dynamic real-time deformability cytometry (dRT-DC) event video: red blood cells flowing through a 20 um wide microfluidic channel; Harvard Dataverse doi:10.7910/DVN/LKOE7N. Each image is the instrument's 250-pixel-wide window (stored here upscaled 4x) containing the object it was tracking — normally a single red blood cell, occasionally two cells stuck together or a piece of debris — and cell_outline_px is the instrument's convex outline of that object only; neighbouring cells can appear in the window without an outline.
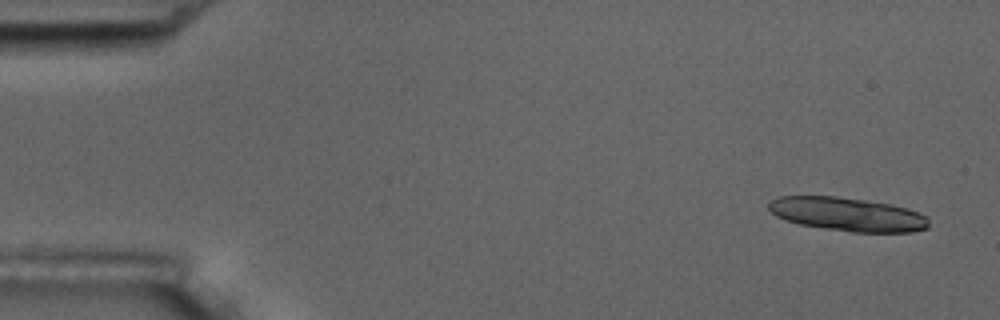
{"species": "common noctule bat (a hibernating species)", "species_latin": "Nyctalus noctula", "temperature_condition": "room temperature", "stored_images_in_passage": 5, "camera_frame_rate_fps": 3000, "um_per_image_px": 0.085, "animal": {"sex": "male", "body_mass_g": 17.5, "forearm_length_mm": 52.3}, "frame": {"image": 1, "passage_image": 1, "time_ms": 0.0, "image_size_px": [1000, 320], "cell_outline_px": [[928, 228], [912, 232], [852, 232], [824, 228], [800, 224], [784, 220], [776, 216], [768, 208], [768, 204], [772, 200], [780, 196], [836, 196], [892, 204], [928, 216]], "centroid_in_image_um": [72.03, 18.21], "position_along_channel_um": 13.0, "area_um2": 31.27}}
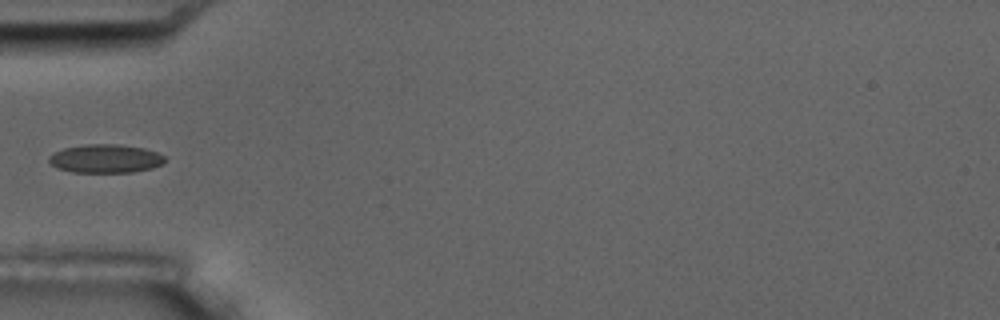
{"frame": {"image": 2, "passage_image": 5, "time_ms": 5.333, "image_size_px": [1000, 320], "cell_outline_px": [[164, 160], [160, 164], [152, 168], [132, 172], [72, 172], [56, 168], [48, 160], [48, 156], [64, 148], [84, 144], [116, 144], [144, 148], [156, 152], [164, 156]], "centroid_in_image_um": [8.93, 13.48], "position_along_channel_um": 76.1, "area_um2": 19.13}}